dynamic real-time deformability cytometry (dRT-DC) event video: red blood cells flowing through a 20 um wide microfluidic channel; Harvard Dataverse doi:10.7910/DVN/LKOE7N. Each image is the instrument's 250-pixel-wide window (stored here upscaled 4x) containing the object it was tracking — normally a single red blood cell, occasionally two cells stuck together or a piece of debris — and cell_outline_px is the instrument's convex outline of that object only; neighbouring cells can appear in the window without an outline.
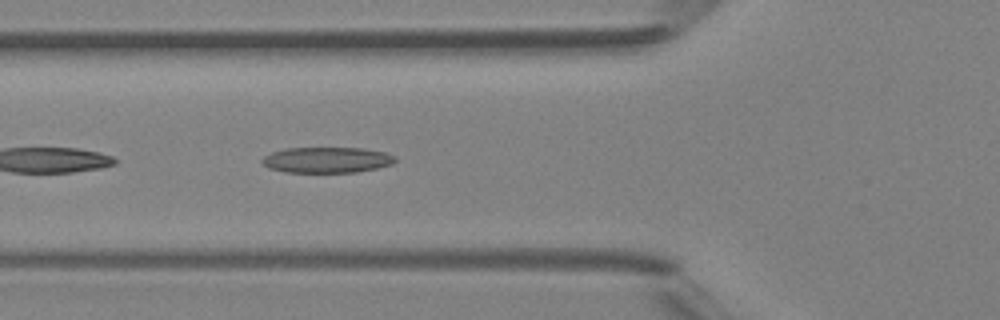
{"species": "Egyptian fruit bat (a non-hibernating species)", "species_latin": "Rousettus aegyptiacus", "temperature_condition": "room temperature", "stored_images_in_passage": 37, "camera_frame_rate_fps": 3000, "um_per_image_px": 0.085, "animal": {"sex": "female"}, "frame": {"image": 1, "passage_image": 6, "time_ms": 1.667, "image_size_px": [1000, 320], "cell_outline_px": [[396, 160], [392, 164], [376, 168], [356, 172], [284, 172], [268, 168], [260, 160], [264, 156], [272, 152], [284, 148], [364, 148], [384, 152], [396, 156]], "centroid_in_image_um": [27.77, 13.59], "position_along_channel_um": 98.0, "area_um2": 20.0}, "authors_computed_cell_mechanics": {"area_um2": 19.4786, "velocity_mm_per_s": 4.3085, "shape_relaxation_time_tau1_ms": 6.1987, "shape_relaxation_time_tau2_ms": 5.4949, "deformation_change_tau1": 0.1555, "deformation_change_tau2": 0.1647}}